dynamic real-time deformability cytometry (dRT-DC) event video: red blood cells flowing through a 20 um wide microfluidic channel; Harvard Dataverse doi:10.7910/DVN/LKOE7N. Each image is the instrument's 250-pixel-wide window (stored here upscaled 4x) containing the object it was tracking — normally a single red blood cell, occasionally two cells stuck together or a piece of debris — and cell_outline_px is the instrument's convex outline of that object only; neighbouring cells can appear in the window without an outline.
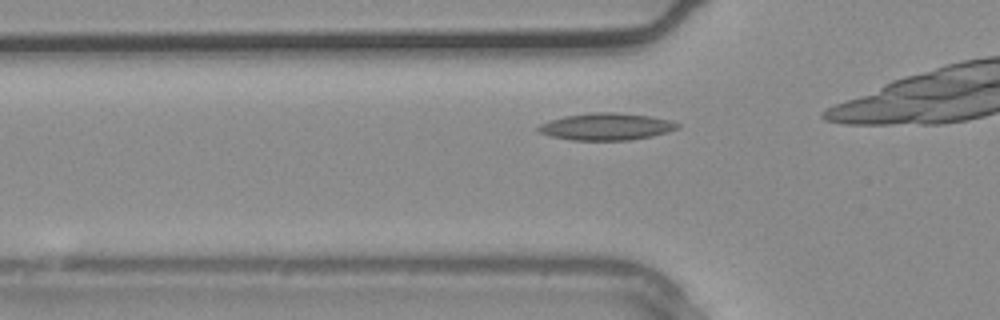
{"species": "common noctule bat (a hibernating species)", "species_latin": "Nyctalus noctula", "temperature_condition": "warm", "stored_images_in_passage": 9, "camera_frame_rate_fps": 3000, "um_per_image_px": 0.085, "animal": {"sex": "male", "body_mass_g": 20.4}, "frame": {"image": 1, "passage_image": 4, "time_ms": 1.0, "image_size_px": [1000, 320], "cell_outline_px": [[680, 128], [668, 132], [652, 136], [632, 140], [572, 140], [552, 136], [540, 132], [536, 128], [540, 124], [564, 116], [592, 112], [616, 112], [648, 116], [672, 120], [680, 124]], "centroid_in_image_um": [51.59, 10.76], "position_along_channel_um": 74.2, "area_um2": 21.91}}